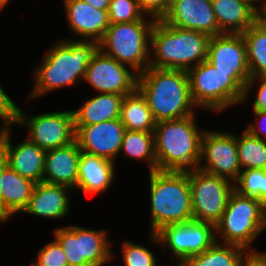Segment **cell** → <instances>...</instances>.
I'll return each mask as SVG.
<instances>
[{
  "label": "cell",
  "mask_w": 266,
  "mask_h": 266,
  "mask_svg": "<svg viewBox=\"0 0 266 266\" xmlns=\"http://www.w3.org/2000/svg\"><path fill=\"white\" fill-rule=\"evenodd\" d=\"M97 49L98 42L92 40L63 39L55 43L35 69L29 100L84 81L87 66Z\"/></svg>",
  "instance_id": "1"
},
{
  "label": "cell",
  "mask_w": 266,
  "mask_h": 266,
  "mask_svg": "<svg viewBox=\"0 0 266 266\" xmlns=\"http://www.w3.org/2000/svg\"><path fill=\"white\" fill-rule=\"evenodd\" d=\"M137 89L145 97L156 122L196 114L185 70L148 67L138 74ZM194 108V109H192Z\"/></svg>",
  "instance_id": "2"
},
{
  "label": "cell",
  "mask_w": 266,
  "mask_h": 266,
  "mask_svg": "<svg viewBox=\"0 0 266 266\" xmlns=\"http://www.w3.org/2000/svg\"><path fill=\"white\" fill-rule=\"evenodd\" d=\"M209 39L206 33L155 21L151 28L149 67L188 71L207 60Z\"/></svg>",
  "instance_id": "3"
},
{
  "label": "cell",
  "mask_w": 266,
  "mask_h": 266,
  "mask_svg": "<svg viewBox=\"0 0 266 266\" xmlns=\"http://www.w3.org/2000/svg\"><path fill=\"white\" fill-rule=\"evenodd\" d=\"M195 116L156 122L153 134L157 170L190 171L198 168L205 130L198 128Z\"/></svg>",
  "instance_id": "4"
},
{
  "label": "cell",
  "mask_w": 266,
  "mask_h": 266,
  "mask_svg": "<svg viewBox=\"0 0 266 266\" xmlns=\"http://www.w3.org/2000/svg\"><path fill=\"white\" fill-rule=\"evenodd\" d=\"M151 224L156 233L167 224L193 220L188 171L149 172Z\"/></svg>",
  "instance_id": "5"
},
{
  "label": "cell",
  "mask_w": 266,
  "mask_h": 266,
  "mask_svg": "<svg viewBox=\"0 0 266 266\" xmlns=\"http://www.w3.org/2000/svg\"><path fill=\"white\" fill-rule=\"evenodd\" d=\"M266 229L265 205L255 197L233 191L221 220L215 225L216 241L256 251L251 243ZM220 235V236H219Z\"/></svg>",
  "instance_id": "6"
},
{
  "label": "cell",
  "mask_w": 266,
  "mask_h": 266,
  "mask_svg": "<svg viewBox=\"0 0 266 266\" xmlns=\"http://www.w3.org/2000/svg\"><path fill=\"white\" fill-rule=\"evenodd\" d=\"M155 20L110 23L98 48L138 74L149 67L151 28Z\"/></svg>",
  "instance_id": "7"
},
{
  "label": "cell",
  "mask_w": 266,
  "mask_h": 266,
  "mask_svg": "<svg viewBox=\"0 0 266 266\" xmlns=\"http://www.w3.org/2000/svg\"><path fill=\"white\" fill-rule=\"evenodd\" d=\"M187 73L191 98L197 107L220 113L241 103L244 86L232 72L219 71L205 60L190 68Z\"/></svg>",
  "instance_id": "8"
},
{
  "label": "cell",
  "mask_w": 266,
  "mask_h": 266,
  "mask_svg": "<svg viewBox=\"0 0 266 266\" xmlns=\"http://www.w3.org/2000/svg\"><path fill=\"white\" fill-rule=\"evenodd\" d=\"M54 232L69 266H103L114 258L112 243L105 230L68 225L58 227Z\"/></svg>",
  "instance_id": "9"
},
{
  "label": "cell",
  "mask_w": 266,
  "mask_h": 266,
  "mask_svg": "<svg viewBox=\"0 0 266 266\" xmlns=\"http://www.w3.org/2000/svg\"><path fill=\"white\" fill-rule=\"evenodd\" d=\"M193 220L214 226L221 220L234 183L199 168L188 171Z\"/></svg>",
  "instance_id": "10"
},
{
  "label": "cell",
  "mask_w": 266,
  "mask_h": 266,
  "mask_svg": "<svg viewBox=\"0 0 266 266\" xmlns=\"http://www.w3.org/2000/svg\"><path fill=\"white\" fill-rule=\"evenodd\" d=\"M154 244L164 249H170L177 266L186 259L201 254L215 241V226L201 221H189L178 224H167L156 233L149 235Z\"/></svg>",
  "instance_id": "11"
},
{
  "label": "cell",
  "mask_w": 266,
  "mask_h": 266,
  "mask_svg": "<svg viewBox=\"0 0 266 266\" xmlns=\"http://www.w3.org/2000/svg\"><path fill=\"white\" fill-rule=\"evenodd\" d=\"M13 124L25 125L29 132L28 140L44 150L63 147L75 141L72 110L45 112L30 117L17 106Z\"/></svg>",
  "instance_id": "12"
},
{
  "label": "cell",
  "mask_w": 266,
  "mask_h": 266,
  "mask_svg": "<svg viewBox=\"0 0 266 266\" xmlns=\"http://www.w3.org/2000/svg\"><path fill=\"white\" fill-rule=\"evenodd\" d=\"M198 168L208 173L227 178L234 183L241 170L237 135L229 132L204 131L201 140V162Z\"/></svg>",
  "instance_id": "13"
},
{
  "label": "cell",
  "mask_w": 266,
  "mask_h": 266,
  "mask_svg": "<svg viewBox=\"0 0 266 266\" xmlns=\"http://www.w3.org/2000/svg\"><path fill=\"white\" fill-rule=\"evenodd\" d=\"M84 81L98 93L125 96L137 89L138 73L98 48L87 66Z\"/></svg>",
  "instance_id": "14"
},
{
  "label": "cell",
  "mask_w": 266,
  "mask_h": 266,
  "mask_svg": "<svg viewBox=\"0 0 266 266\" xmlns=\"http://www.w3.org/2000/svg\"><path fill=\"white\" fill-rule=\"evenodd\" d=\"M207 61L217 70L232 72L245 87L251 78L242 34L222 33L211 36L208 43Z\"/></svg>",
  "instance_id": "15"
},
{
  "label": "cell",
  "mask_w": 266,
  "mask_h": 266,
  "mask_svg": "<svg viewBox=\"0 0 266 266\" xmlns=\"http://www.w3.org/2000/svg\"><path fill=\"white\" fill-rule=\"evenodd\" d=\"M74 127L75 140L81 152L115 163L126 130L120 118L92 125H74Z\"/></svg>",
  "instance_id": "16"
},
{
  "label": "cell",
  "mask_w": 266,
  "mask_h": 266,
  "mask_svg": "<svg viewBox=\"0 0 266 266\" xmlns=\"http://www.w3.org/2000/svg\"><path fill=\"white\" fill-rule=\"evenodd\" d=\"M11 125L0 130V154L7 165L20 176L42 182L46 150L28 139L15 146L11 143Z\"/></svg>",
  "instance_id": "17"
},
{
  "label": "cell",
  "mask_w": 266,
  "mask_h": 266,
  "mask_svg": "<svg viewBox=\"0 0 266 266\" xmlns=\"http://www.w3.org/2000/svg\"><path fill=\"white\" fill-rule=\"evenodd\" d=\"M162 20L168 25L200 31L210 37L220 34L211 0H171Z\"/></svg>",
  "instance_id": "18"
},
{
  "label": "cell",
  "mask_w": 266,
  "mask_h": 266,
  "mask_svg": "<svg viewBox=\"0 0 266 266\" xmlns=\"http://www.w3.org/2000/svg\"><path fill=\"white\" fill-rule=\"evenodd\" d=\"M68 28L81 40L99 42L108 26V10L96 9L83 0H63Z\"/></svg>",
  "instance_id": "19"
},
{
  "label": "cell",
  "mask_w": 266,
  "mask_h": 266,
  "mask_svg": "<svg viewBox=\"0 0 266 266\" xmlns=\"http://www.w3.org/2000/svg\"><path fill=\"white\" fill-rule=\"evenodd\" d=\"M81 150L77 141L46 150L42 182L76 188Z\"/></svg>",
  "instance_id": "20"
},
{
  "label": "cell",
  "mask_w": 266,
  "mask_h": 266,
  "mask_svg": "<svg viewBox=\"0 0 266 266\" xmlns=\"http://www.w3.org/2000/svg\"><path fill=\"white\" fill-rule=\"evenodd\" d=\"M69 190L71 191L65 186L38 182L22 213L50 219H62L70 211V196L67 195Z\"/></svg>",
  "instance_id": "21"
},
{
  "label": "cell",
  "mask_w": 266,
  "mask_h": 266,
  "mask_svg": "<svg viewBox=\"0 0 266 266\" xmlns=\"http://www.w3.org/2000/svg\"><path fill=\"white\" fill-rule=\"evenodd\" d=\"M115 165L108 159L81 152L76 188L87 195L103 194L115 178Z\"/></svg>",
  "instance_id": "22"
},
{
  "label": "cell",
  "mask_w": 266,
  "mask_h": 266,
  "mask_svg": "<svg viewBox=\"0 0 266 266\" xmlns=\"http://www.w3.org/2000/svg\"><path fill=\"white\" fill-rule=\"evenodd\" d=\"M0 182L2 223H4L9 221L13 214L23 212L29 203L36 183L20 176L8 165L3 169Z\"/></svg>",
  "instance_id": "23"
},
{
  "label": "cell",
  "mask_w": 266,
  "mask_h": 266,
  "mask_svg": "<svg viewBox=\"0 0 266 266\" xmlns=\"http://www.w3.org/2000/svg\"><path fill=\"white\" fill-rule=\"evenodd\" d=\"M220 34H242L260 15L240 0H211Z\"/></svg>",
  "instance_id": "24"
},
{
  "label": "cell",
  "mask_w": 266,
  "mask_h": 266,
  "mask_svg": "<svg viewBox=\"0 0 266 266\" xmlns=\"http://www.w3.org/2000/svg\"><path fill=\"white\" fill-rule=\"evenodd\" d=\"M124 95L99 93L72 110L74 125H92L120 118Z\"/></svg>",
  "instance_id": "25"
},
{
  "label": "cell",
  "mask_w": 266,
  "mask_h": 266,
  "mask_svg": "<svg viewBox=\"0 0 266 266\" xmlns=\"http://www.w3.org/2000/svg\"><path fill=\"white\" fill-rule=\"evenodd\" d=\"M120 120L130 131L153 132L156 126L152 111L138 89L123 97Z\"/></svg>",
  "instance_id": "26"
},
{
  "label": "cell",
  "mask_w": 266,
  "mask_h": 266,
  "mask_svg": "<svg viewBox=\"0 0 266 266\" xmlns=\"http://www.w3.org/2000/svg\"><path fill=\"white\" fill-rule=\"evenodd\" d=\"M247 251L237 245L215 241L201 254L186 259L182 266H244Z\"/></svg>",
  "instance_id": "27"
},
{
  "label": "cell",
  "mask_w": 266,
  "mask_h": 266,
  "mask_svg": "<svg viewBox=\"0 0 266 266\" xmlns=\"http://www.w3.org/2000/svg\"><path fill=\"white\" fill-rule=\"evenodd\" d=\"M242 36L246 44L247 64L250 76H266V23L258 19Z\"/></svg>",
  "instance_id": "28"
},
{
  "label": "cell",
  "mask_w": 266,
  "mask_h": 266,
  "mask_svg": "<svg viewBox=\"0 0 266 266\" xmlns=\"http://www.w3.org/2000/svg\"><path fill=\"white\" fill-rule=\"evenodd\" d=\"M124 156L146 160L149 172L157 170L155 142L153 132L125 130L120 148Z\"/></svg>",
  "instance_id": "29"
},
{
  "label": "cell",
  "mask_w": 266,
  "mask_h": 266,
  "mask_svg": "<svg viewBox=\"0 0 266 266\" xmlns=\"http://www.w3.org/2000/svg\"><path fill=\"white\" fill-rule=\"evenodd\" d=\"M237 151L242 169L266 170V140L254 137L246 129L237 136Z\"/></svg>",
  "instance_id": "30"
},
{
  "label": "cell",
  "mask_w": 266,
  "mask_h": 266,
  "mask_svg": "<svg viewBox=\"0 0 266 266\" xmlns=\"http://www.w3.org/2000/svg\"><path fill=\"white\" fill-rule=\"evenodd\" d=\"M234 183V190L240 195L255 197L266 205L265 169L242 170Z\"/></svg>",
  "instance_id": "31"
},
{
  "label": "cell",
  "mask_w": 266,
  "mask_h": 266,
  "mask_svg": "<svg viewBox=\"0 0 266 266\" xmlns=\"http://www.w3.org/2000/svg\"><path fill=\"white\" fill-rule=\"evenodd\" d=\"M107 12L109 23L145 20L137 0H110Z\"/></svg>",
  "instance_id": "32"
},
{
  "label": "cell",
  "mask_w": 266,
  "mask_h": 266,
  "mask_svg": "<svg viewBox=\"0 0 266 266\" xmlns=\"http://www.w3.org/2000/svg\"><path fill=\"white\" fill-rule=\"evenodd\" d=\"M121 252L124 266H157L155 254L140 244L124 241Z\"/></svg>",
  "instance_id": "33"
},
{
  "label": "cell",
  "mask_w": 266,
  "mask_h": 266,
  "mask_svg": "<svg viewBox=\"0 0 266 266\" xmlns=\"http://www.w3.org/2000/svg\"><path fill=\"white\" fill-rule=\"evenodd\" d=\"M31 266H69L68 260L59 242L54 239L38 252Z\"/></svg>",
  "instance_id": "34"
},
{
  "label": "cell",
  "mask_w": 266,
  "mask_h": 266,
  "mask_svg": "<svg viewBox=\"0 0 266 266\" xmlns=\"http://www.w3.org/2000/svg\"><path fill=\"white\" fill-rule=\"evenodd\" d=\"M137 3L145 17L158 21L167 15L171 0H137Z\"/></svg>",
  "instance_id": "35"
},
{
  "label": "cell",
  "mask_w": 266,
  "mask_h": 266,
  "mask_svg": "<svg viewBox=\"0 0 266 266\" xmlns=\"http://www.w3.org/2000/svg\"><path fill=\"white\" fill-rule=\"evenodd\" d=\"M257 80L261 81V84L258 87L257 96L253 103V110L266 111V76L252 77L249 79L246 86L244 87L243 98L241 103H244L246 100H248L252 85L255 84V81Z\"/></svg>",
  "instance_id": "36"
},
{
  "label": "cell",
  "mask_w": 266,
  "mask_h": 266,
  "mask_svg": "<svg viewBox=\"0 0 266 266\" xmlns=\"http://www.w3.org/2000/svg\"><path fill=\"white\" fill-rule=\"evenodd\" d=\"M4 91L0 84V120L2 121V126H12L15 120L17 105Z\"/></svg>",
  "instance_id": "37"
},
{
  "label": "cell",
  "mask_w": 266,
  "mask_h": 266,
  "mask_svg": "<svg viewBox=\"0 0 266 266\" xmlns=\"http://www.w3.org/2000/svg\"><path fill=\"white\" fill-rule=\"evenodd\" d=\"M254 115H255V124L254 123H249L248 127L246 128V130L253 135L254 137H258L260 139H263V137H265L264 139L266 140V130L263 127V124L266 123V111H254ZM259 119V121H257ZM264 123H263V121ZM261 122V123H260ZM262 124V125H261ZM260 127V131L257 128V126ZM261 125V126H260ZM266 126V125H264ZM262 127V128H261ZM262 130V131H261ZM260 132L263 133V137L261 136L262 134H260Z\"/></svg>",
  "instance_id": "38"
},
{
  "label": "cell",
  "mask_w": 266,
  "mask_h": 266,
  "mask_svg": "<svg viewBox=\"0 0 266 266\" xmlns=\"http://www.w3.org/2000/svg\"><path fill=\"white\" fill-rule=\"evenodd\" d=\"M244 266H266V253L258 251L248 252L244 261Z\"/></svg>",
  "instance_id": "39"
},
{
  "label": "cell",
  "mask_w": 266,
  "mask_h": 266,
  "mask_svg": "<svg viewBox=\"0 0 266 266\" xmlns=\"http://www.w3.org/2000/svg\"><path fill=\"white\" fill-rule=\"evenodd\" d=\"M84 2H87L91 6H93L96 9L100 10H108L110 0H83Z\"/></svg>",
  "instance_id": "40"
},
{
  "label": "cell",
  "mask_w": 266,
  "mask_h": 266,
  "mask_svg": "<svg viewBox=\"0 0 266 266\" xmlns=\"http://www.w3.org/2000/svg\"><path fill=\"white\" fill-rule=\"evenodd\" d=\"M240 1L249 4L259 15H261L266 5V0H240ZM257 2L261 3L260 5L261 7L255 5Z\"/></svg>",
  "instance_id": "41"
},
{
  "label": "cell",
  "mask_w": 266,
  "mask_h": 266,
  "mask_svg": "<svg viewBox=\"0 0 266 266\" xmlns=\"http://www.w3.org/2000/svg\"><path fill=\"white\" fill-rule=\"evenodd\" d=\"M7 166L5 159L0 154V180L2 178L3 169ZM1 183V182H0ZM0 223H2V199H1V187H0Z\"/></svg>",
  "instance_id": "42"
},
{
  "label": "cell",
  "mask_w": 266,
  "mask_h": 266,
  "mask_svg": "<svg viewBox=\"0 0 266 266\" xmlns=\"http://www.w3.org/2000/svg\"><path fill=\"white\" fill-rule=\"evenodd\" d=\"M260 19H262L266 23V5L263 12L260 15Z\"/></svg>",
  "instance_id": "43"
},
{
  "label": "cell",
  "mask_w": 266,
  "mask_h": 266,
  "mask_svg": "<svg viewBox=\"0 0 266 266\" xmlns=\"http://www.w3.org/2000/svg\"><path fill=\"white\" fill-rule=\"evenodd\" d=\"M7 4L3 1L0 0V12L3 10V8L6 6Z\"/></svg>",
  "instance_id": "44"
},
{
  "label": "cell",
  "mask_w": 266,
  "mask_h": 266,
  "mask_svg": "<svg viewBox=\"0 0 266 266\" xmlns=\"http://www.w3.org/2000/svg\"><path fill=\"white\" fill-rule=\"evenodd\" d=\"M6 4L10 1V0H3Z\"/></svg>",
  "instance_id": "45"
}]
</instances>
